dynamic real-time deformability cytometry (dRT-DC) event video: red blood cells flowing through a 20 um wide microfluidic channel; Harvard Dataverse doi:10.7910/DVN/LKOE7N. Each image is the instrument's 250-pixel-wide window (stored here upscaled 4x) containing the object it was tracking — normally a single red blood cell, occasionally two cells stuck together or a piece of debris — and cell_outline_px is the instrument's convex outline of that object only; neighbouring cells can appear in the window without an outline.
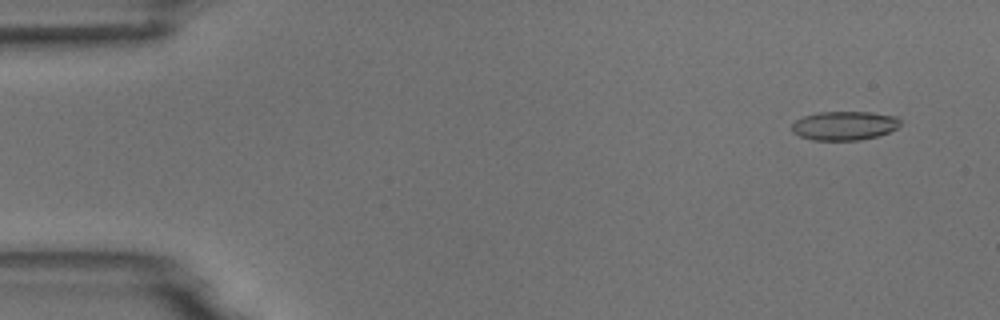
{"species": "common noctule bat (a hibernating species)", "species_latin": "Nyctalus noctula", "temperature_condition": "room temperature", "stored_images_in_passage": 5, "camera_frame_rate_fps": 3000, "um_per_image_px": 0.085, "animal": {"sex": "male", "body_mass_g": 18.8}, "frame": {"image": 1, "passage_image": 1, "time_ms": 0.0, "image_size_px": [1000, 320], "cell_outline_px": [[900, 124], [896, 128], [888, 132], [876, 136], [860, 140], [812, 140], [800, 136], [792, 132], [792, 124], [796, 120], [804, 116], [816, 112], [872, 112], [896, 116], [900, 120]], "centroid_in_image_um": [71.75, 10.67], "position_along_channel_um": 13.2, "area_um2": 18.26}}
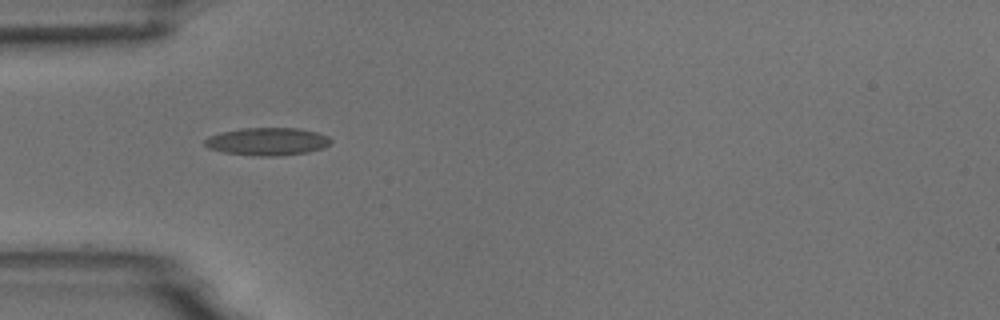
{"frame": {"image": 2, "passage_image": 4, "time_ms": 4.333, "image_size_px": [1000, 320], "cell_outline_px": [[332, 140], [328, 144], [320, 148], [308, 152], [280, 156], [252, 156], [224, 152], [208, 148], [204, 144], [204, 140], [208, 136], [220, 132], [244, 128], [300, 128], [316, 132], [328, 136]], "centroid_in_image_um": [22.69, 12.03], "position_along_channel_um": 62.3, "area_um2": 20.4}}